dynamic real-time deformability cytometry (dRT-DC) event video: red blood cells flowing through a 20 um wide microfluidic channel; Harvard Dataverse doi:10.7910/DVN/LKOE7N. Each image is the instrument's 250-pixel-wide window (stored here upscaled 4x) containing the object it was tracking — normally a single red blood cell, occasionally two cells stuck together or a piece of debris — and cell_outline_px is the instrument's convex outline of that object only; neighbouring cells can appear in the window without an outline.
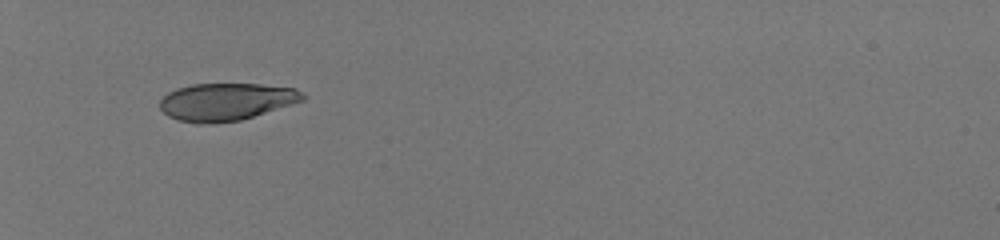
{"species": "human", "species_latin": "Homo sapiens", "temperature_condition": "room temperature", "stored_images_in_passage": 33, "camera_frame_rate_fps": 3000, "um_per_image_px": 0.085, "donor": {"sex": "male"}, "frame": {"image": 1, "passage_image": 1, "time_ms": 0.0, "image_size_px": [1000, 240], "cell_outline_px": [[304, 100], [292, 104], [240, 120], [200, 124], [196, 124], [180, 120], [168, 116], [160, 108], [160, 100], [168, 92], [176, 88], [192, 84], [260, 84], [296, 88], [304, 96]], "centroid_in_image_um": [19.19, 8.64], "position_along_channel_um": 65.8, "area_um2": 30.92}}
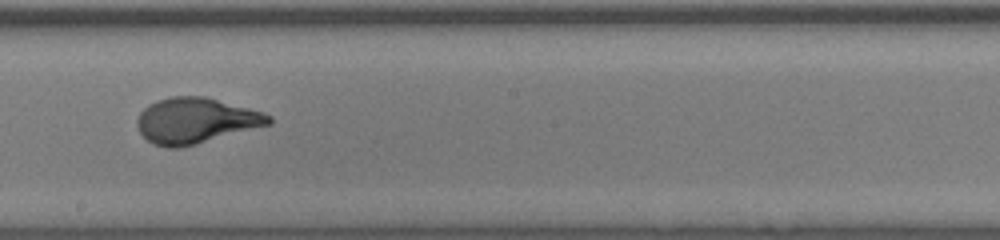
{"frame": {"image": 2, "passage_image": 15, "time_ms": 4.667, "image_size_px": [1000, 240], "cell_outline_px": [[272, 124], [196, 144], [180, 148], [168, 148], [152, 144], [140, 132], [136, 124], [136, 120], [140, 112], [148, 104], [156, 100], [172, 96], [204, 96], [264, 112], [272, 116]], "centroid_in_image_um": [16.63, 10.25], "position_along_channel_um": 231.6, "area_um2": 35.14}}
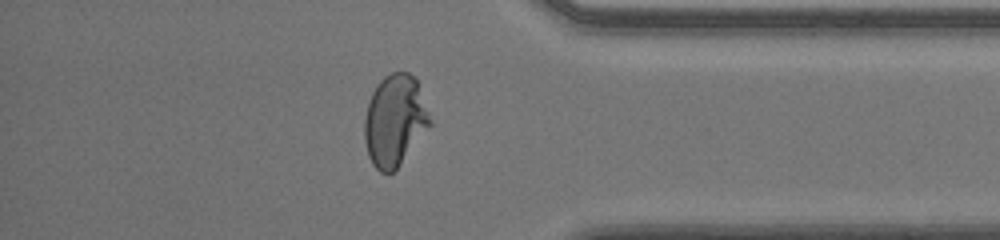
{"frame": {"image": 3, "passage_image": 28, "time_ms": 9.0, "image_size_px": [1000, 240], "cell_outline_px": [[432, 124], [396, 168], [388, 176], [380, 172], [372, 164], [368, 156], [364, 140], [364, 116], [372, 92], [380, 80], [384, 76], [392, 72], [408, 72], [416, 80], [428, 112]], "centroid_in_image_um": [33.52, 10.26], "position_along_channel_um": 401.7, "area_um2": 34.62}, "authors_computed_cell_mechanics": {"area_um2": 34.391, "velocity_mm_per_s": 4.0668, "shape_relaxation_time_tau1_ms": 4.2506, "shape_relaxation_time_tau2_ms": null, "deformation_change_tau1": 0.224, "deformation_change_tau2": null}}